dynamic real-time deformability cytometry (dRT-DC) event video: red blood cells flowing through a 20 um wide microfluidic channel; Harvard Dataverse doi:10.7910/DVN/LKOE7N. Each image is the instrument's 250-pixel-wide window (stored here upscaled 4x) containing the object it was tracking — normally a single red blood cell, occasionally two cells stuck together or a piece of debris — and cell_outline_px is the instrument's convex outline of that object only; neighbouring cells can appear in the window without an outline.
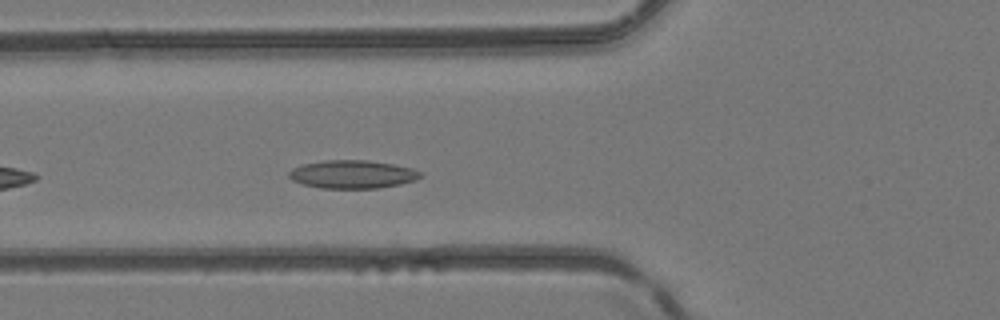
{"species": "common noctule bat (a hibernating species)", "species_latin": "Nyctalus noctula", "temperature_condition": "room temperature", "stored_images_in_passage": 34, "camera_frame_rate_fps": 3000, "um_per_image_px": 0.085, "animal": {"sex": "female", "body_mass_g": 24.6, "forearm_length_mm": 56.2}, "frame": {"image": 1, "passage_image": 5, "time_ms": 1.333, "image_size_px": [1000, 320], "cell_outline_px": [[424, 176], [416, 180], [400, 184], [380, 188], [320, 188], [304, 184], [292, 180], [288, 176], [288, 172], [292, 168], [304, 164], [324, 160], [368, 160], [392, 164], [412, 168], [420, 172]], "centroid_in_image_um": [29.97, 14.81], "position_along_channel_um": 95.8, "area_um2": 21.62}}
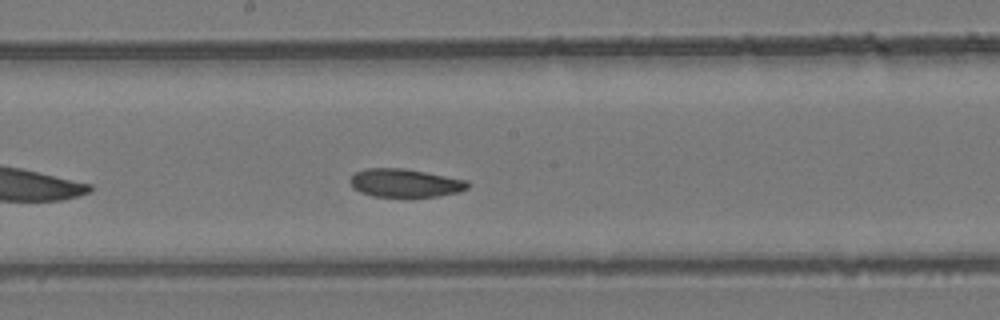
{"frame": {"image": 2, "passage_image": 13, "time_ms": 4.0, "image_size_px": [1000, 320], "cell_outline_px": [[468, 188], [460, 192], [436, 196], [372, 196], [360, 192], [352, 188], [348, 180], [356, 172], [364, 168], [404, 168], [468, 180]], "centroid_in_image_um": [34.4, 15.54], "position_along_channel_um": 213.8, "area_um2": 19.36}}
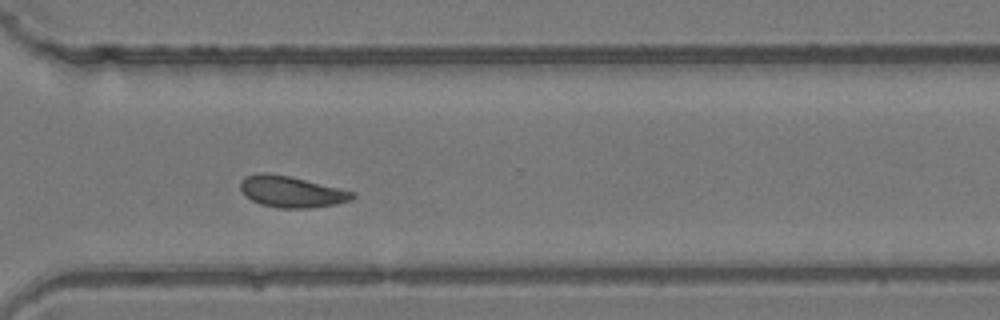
{"frame": {"image": 3, "passage_image": 22, "time_ms": 7.0, "image_size_px": [1000, 320], "cell_outline_px": [[356, 196], [352, 200], [336, 204], [308, 208], [280, 208], [260, 204], [244, 196], [240, 188], [240, 180], [244, 176], [260, 172], [264, 172], [288, 176], [356, 192]], "centroid_in_image_um": [24.75, 16.3], "position_along_channel_um": 345.9, "area_um2": 20.46}}